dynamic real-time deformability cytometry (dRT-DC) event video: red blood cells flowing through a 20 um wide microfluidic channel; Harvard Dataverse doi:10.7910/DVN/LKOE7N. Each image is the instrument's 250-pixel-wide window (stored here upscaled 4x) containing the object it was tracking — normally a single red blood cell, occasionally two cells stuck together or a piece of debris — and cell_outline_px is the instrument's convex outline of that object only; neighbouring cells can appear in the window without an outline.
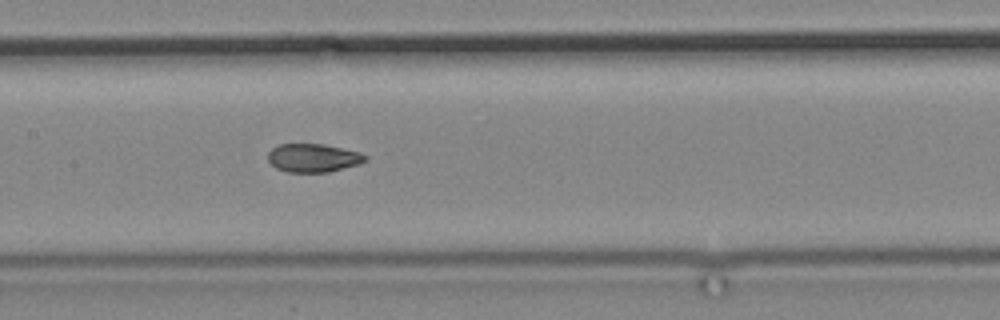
{"species": "common noctule bat (a hibernating species)", "species_latin": "Nyctalus noctula", "temperature_condition": "cold", "stored_images_in_passage": 12, "camera_frame_rate_fps": 3000, "um_per_image_px": 0.085, "animal": {"sex": "male", "body_mass_g": 19.2, "forearm_length_mm": 51.8}, "frame": {"image": 1, "passage_image": 12, "time_ms": 14.0, "image_size_px": [1000, 320], "cell_outline_px": [[368, 160], [360, 164], [328, 172], [288, 172], [276, 168], [268, 160], [268, 152], [272, 148], [280, 144], [324, 144], [360, 152], [368, 156]], "centroid_in_image_um": [26.65, 13.42], "position_along_channel_um": 180.7, "area_um2": 16.18}}